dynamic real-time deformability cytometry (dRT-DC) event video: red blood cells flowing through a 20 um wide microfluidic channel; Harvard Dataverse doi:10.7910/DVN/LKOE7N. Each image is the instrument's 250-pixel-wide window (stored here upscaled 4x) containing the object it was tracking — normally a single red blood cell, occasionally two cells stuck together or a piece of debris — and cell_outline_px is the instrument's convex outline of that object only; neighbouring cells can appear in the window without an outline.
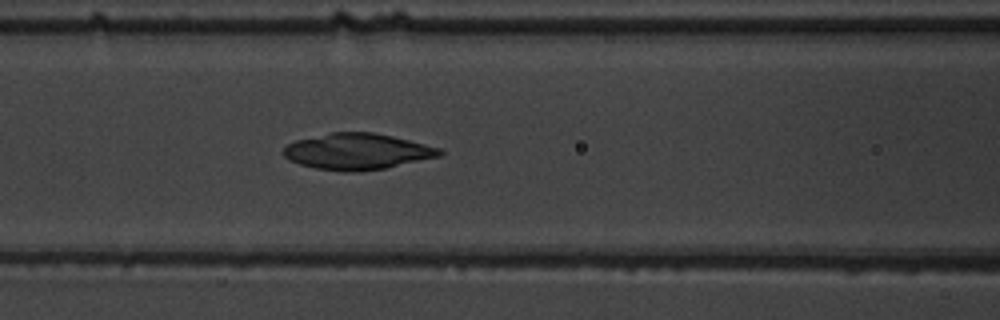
{"species": "common noctule bat (a hibernating species)", "species_latin": "Nyctalus noctula", "temperature_condition": "warm", "stored_images_in_passage": 41, "camera_frame_rate_fps": 3000, "um_per_image_px": 0.085, "animal": {"sex": "male", "body_mass_g": 19.5, "forearm_length_mm": 54.6}, "frame": {"image": 1, "passage_image": 10, "time_ms": 3.0, "image_size_px": [1000, 320], "cell_outline_px": [[444, 152], [440, 156], [384, 168], [360, 172], [344, 172], [316, 168], [300, 164], [288, 160], [280, 152], [288, 144], [296, 140], [332, 132], [372, 132], [392, 136], [440, 148]], "centroid_in_image_um": [30.33, 12.88], "position_along_channel_um": 136.3, "area_um2": 32.77}}
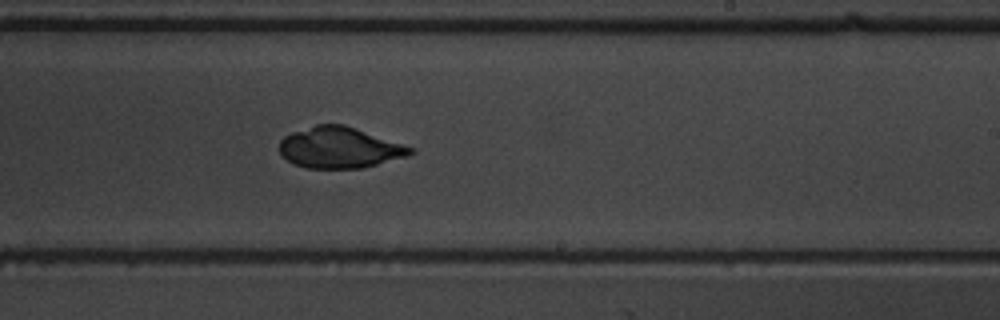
{"frame": {"image": 2, "passage_image": 20, "time_ms": 6.333, "image_size_px": [1000, 320], "cell_outline_px": [[416, 152], [404, 156], [364, 168], [304, 168], [292, 164], [280, 156], [280, 140], [284, 136], [292, 132], [316, 124], [344, 124], [416, 148]], "centroid_in_image_um": [28.83, 12.55], "position_along_channel_um": 260.2, "area_um2": 31.5}}
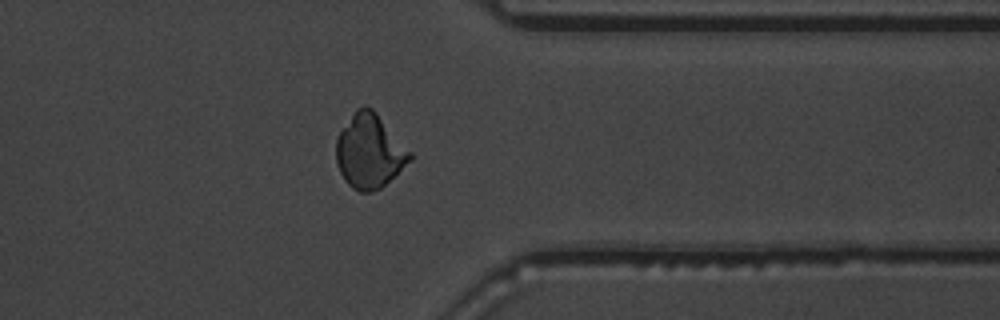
{"frame": {"image": 3, "passage_image": 30, "time_ms": 9.667, "image_size_px": [1000, 320], "cell_outline_px": [[412, 160], [380, 188], [368, 192], [360, 192], [352, 188], [344, 180], [336, 164], [336, 140], [340, 132], [356, 108], [364, 104], [372, 108], [376, 112], [412, 152]], "centroid_in_image_um": [31.4, 12.85], "position_along_channel_um": 380.0, "area_um2": 31.79}}